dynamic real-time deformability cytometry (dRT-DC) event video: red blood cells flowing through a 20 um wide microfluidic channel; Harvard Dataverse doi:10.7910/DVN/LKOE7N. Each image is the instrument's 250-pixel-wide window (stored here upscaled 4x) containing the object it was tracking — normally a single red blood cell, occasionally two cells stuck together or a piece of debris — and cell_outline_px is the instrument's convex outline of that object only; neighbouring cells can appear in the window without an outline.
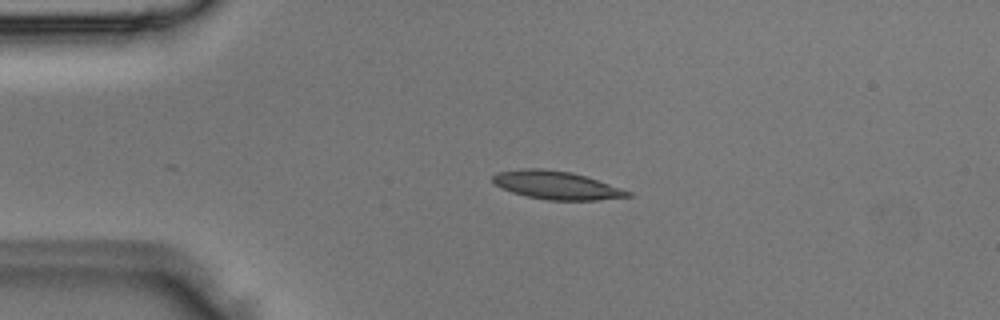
{"species": "Egyptian fruit bat (a non-hibernating species)", "species_latin": "Rousettus aegyptiacus", "temperature_condition": "room temperature", "stored_images_in_passage": 4, "camera_frame_rate_fps": 3000, "um_per_image_px": 0.085, "animal": {"sex": "male"}, "frame": {"image": 1, "passage_image": 3, "time_ms": 0.667, "image_size_px": [1000, 320], "cell_outline_px": [[632, 196], [596, 200], [548, 200], [528, 196], [512, 192], [500, 188], [492, 180], [492, 176], [496, 172], [524, 168], [540, 168], [572, 172], [632, 192]], "centroid_in_image_um": [47.25, 15.74], "position_along_channel_um": 37.7, "area_um2": 21.96}}